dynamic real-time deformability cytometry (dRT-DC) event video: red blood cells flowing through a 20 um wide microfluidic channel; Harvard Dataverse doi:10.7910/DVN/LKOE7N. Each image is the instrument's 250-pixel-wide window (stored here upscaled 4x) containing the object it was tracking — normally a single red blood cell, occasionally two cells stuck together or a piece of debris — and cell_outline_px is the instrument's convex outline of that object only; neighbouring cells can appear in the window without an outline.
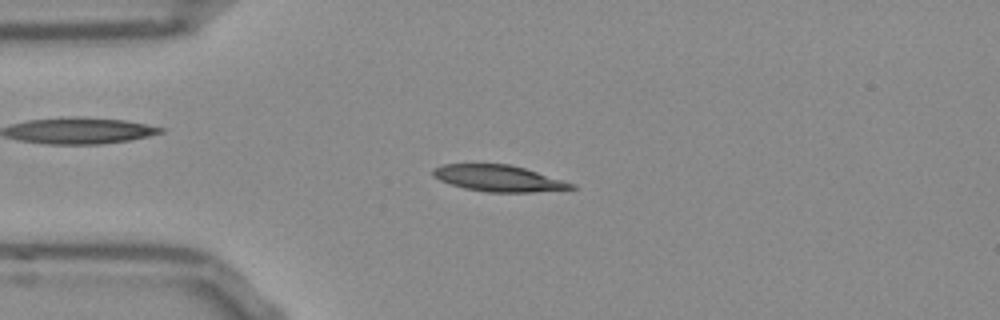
{"species": "Egyptian fruit bat (a non-hibernating species)", "species_latin": "Rousettus aegyptiacus", "temperature_condition": "room temperature", "stored_images_in_passage": 51, "camera_frame_rate_fps": 3000, "um_per_image_px": 0.085, "frame": {"image": 1, "passage_image": 11, "time_ms": 3.333, "image_size_px": [1000, 320], "cell_outline_px": [[576, 188], [532, 192], [488, 192], [464, 188], [440, 180], [432, 176], [432, 168], [444, 164], [508, 164], [524, 168], [576, 184]], "centroid_in_image_um": [42.35, 15.15], "position_along_channel_um": 42.6, "area_um2": 21.04}}
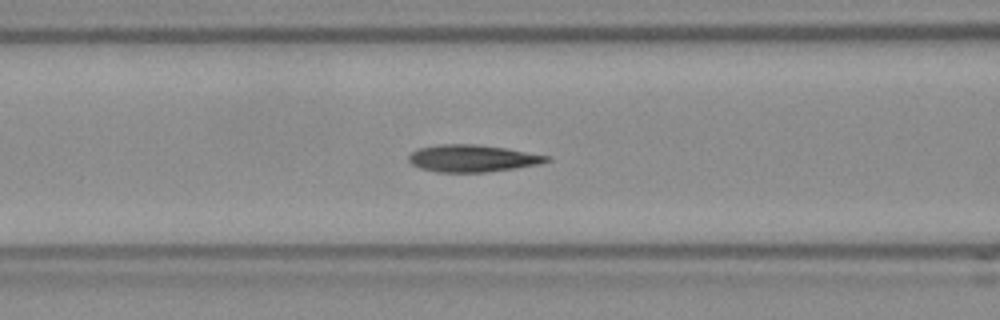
{"frame": {"image": 2, "passage_image": 19, "time_ms": 6.0, "image_size_px": [1000, 320], "cell_outline_px": [[552, 160], [540, 164], [484, 172], [436, 172], [420, 168], [412, 164], [408, 160], [408, 156], [412, 152], [420, 148], [440, 144], [476, 144], [508, 148], [552, 156]], "centroid_in_image_um": [40.19, 13.45], "position_along_channel_um": 126.4, "area_um2": 21.85}}
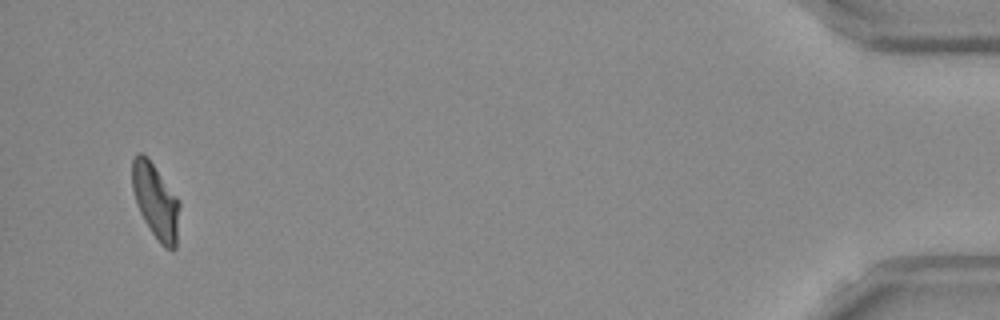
{"frame": {"image": 3, "passage_image": 49, "time_ms": 16.0, "image_size_px": [1000, 320], "cell_outline_px": [[180, 208], [176, 248], [172, 252], [164, 248], [160, 244], [144, 220], [136, 204], [132, 188], [132, 160], [136, 152], [140, 152], [152, 164], [180, 200]], "centroid_in_image_um": [13.25, 17.15], "position_along_channel_um": 422.0, "area_um2": 20.69}, "authors_computed_cell_mechanics": {"area_um2": 21.2126, "velocity_mm_per_s": 3.8175, "shape_relaxation_time_tau1_ms": 11.0054, "shape_relaxation_time_tau2_ms": 2.0503, "deformation_change_tau1": 0.2736, "deformation_change_tau2": 0.0883}}